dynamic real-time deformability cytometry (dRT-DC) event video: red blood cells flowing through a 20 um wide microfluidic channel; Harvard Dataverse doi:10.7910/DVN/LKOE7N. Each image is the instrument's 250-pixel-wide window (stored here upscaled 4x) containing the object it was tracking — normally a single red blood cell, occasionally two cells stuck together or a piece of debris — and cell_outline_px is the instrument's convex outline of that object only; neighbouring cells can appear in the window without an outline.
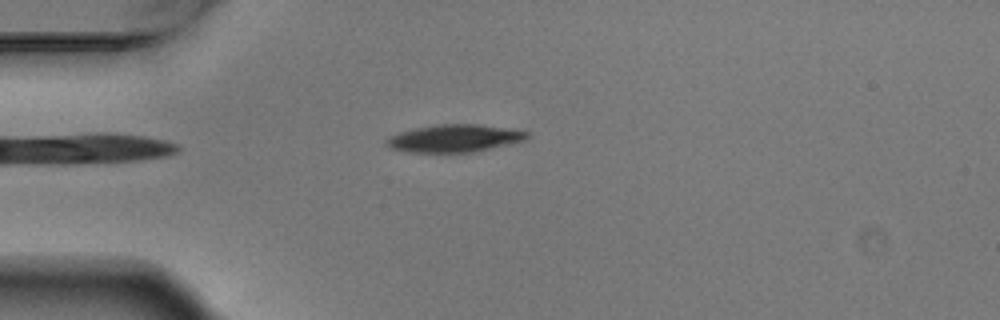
{"species": "Egyptian fruit bat (a non-hibernating species)", "species_latin": "Rousettus aegyptiacus", "temperature_condition": "warm", "stored_images_in_passage": 2, "camera_frame_rate_fps": 3000, "um_per_image_px": 0.085, "animal": {"sex": "male"}, "frame": {"image": 1, "passage_image": 2, "time_ms": 0.333, "image_size_px": [1000, 320], "cell_outline_px": [[532, 136], [524, 140], [512, 144], [472, 152], [408, 152], [388, 148], [384, 144], [384, 140], [388, 136], [400, 132], [416, 128], [440, 124], [476, 124], [508, 128], [528, 132]], "centroid_in_image_um": [38.61, 11.76], "position_along_channel_um": 46.4, "area_um2": 22.72}}